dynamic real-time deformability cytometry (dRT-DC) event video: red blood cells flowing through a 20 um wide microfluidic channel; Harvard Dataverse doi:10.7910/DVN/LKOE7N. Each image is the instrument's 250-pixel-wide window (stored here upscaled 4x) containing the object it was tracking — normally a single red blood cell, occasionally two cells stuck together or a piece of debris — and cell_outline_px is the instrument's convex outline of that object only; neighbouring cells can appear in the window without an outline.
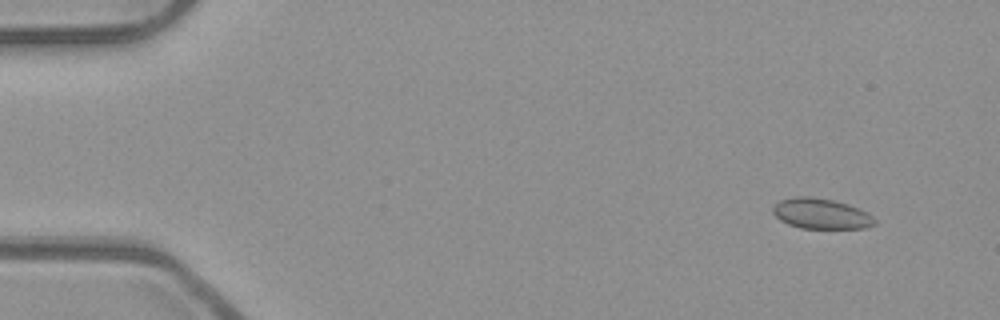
{"species": "common noctule bat (a hibernating species)", "species_latin": "Nyctalus noctula", "temperature_condition": "room temperature", "stored_images_in_passage": 15, "camera_frame_rate_fps": 3000, "um_per_image_px": 0.085, "animal": {"sex": "male", "body_mass_g": 23.1, "forearm_length_mm": 52.7}, "frame": {"image": 1, "passage_image": 4, "time_ms": 1.0, "image_size_px": [1000, 320], "cell_outline_px": [[876, 224], [868, 228], [800, 228], [788, 224], [780, 220], [772, 212], [772, 208], [780, 200], [796, 196], [812, 196], [832, 200], [848, 204], [868, 212], [876, 220]], "centroid_in_image_um": [69.81, 18.16], "position_along_channel_um": 15.2, "area_um2": 18.15}}